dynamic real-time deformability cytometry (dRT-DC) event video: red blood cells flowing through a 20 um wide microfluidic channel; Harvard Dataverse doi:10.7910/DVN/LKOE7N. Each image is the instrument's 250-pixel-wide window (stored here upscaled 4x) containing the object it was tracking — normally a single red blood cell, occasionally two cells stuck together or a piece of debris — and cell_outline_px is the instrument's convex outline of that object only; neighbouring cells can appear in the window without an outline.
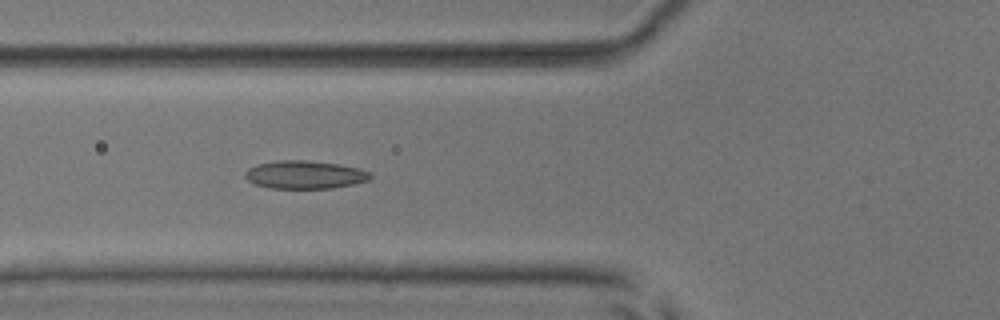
{"species": "common noctule bat (a hibernating species)", "species_latin": "Nyctalus noctula", "temperature_condition": "room temperature", "stored_images_in_passage": 5, "camera_frame_rate_fps": 3000, "um_per_image_px": 0.085, "animal": {"sex": "male", "body_mass_g": 17.9, "forearm_length_mm": 54.2}, "frame": {"image": 1, "passage_image": 5, "time_ms": 4.333, "image_size_px": [1000, 320], "cell_outline_px": [[372, 176], [368, 180], [356, 184], [332, 188], [268, 188], [252, 184], [244, 176], [244, 172], [248, 168], [256, 164], [276, 160], [308, 160], [336, 164], [360, 168], [372, 172]], "centroid_in_image_um": [25.89, 14.85], "position_along_channel_um": 99.9, "area_um2": 20.81}}